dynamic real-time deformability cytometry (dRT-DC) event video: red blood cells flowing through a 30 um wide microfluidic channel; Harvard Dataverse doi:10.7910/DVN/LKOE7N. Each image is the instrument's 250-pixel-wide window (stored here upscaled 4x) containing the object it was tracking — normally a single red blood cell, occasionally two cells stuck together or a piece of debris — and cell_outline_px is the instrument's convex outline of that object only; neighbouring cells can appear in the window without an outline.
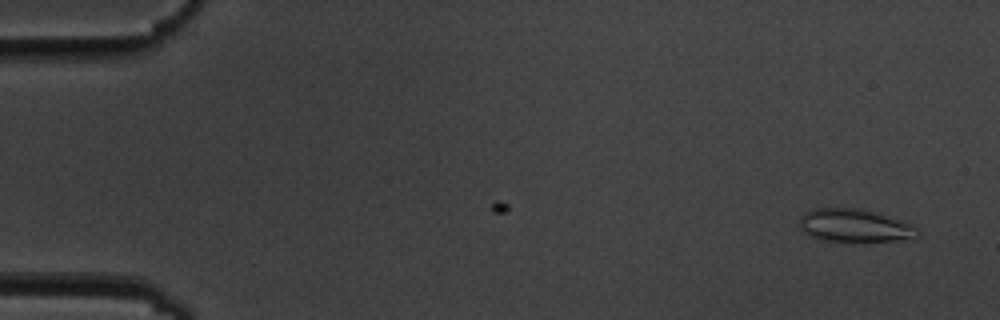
{"species": "common noctule bat (a hibernating species)", "species_latin": "Nyctalus noctula", "temperature_condition": "cold", "stored_images_in_passage": 3, "camera_frame_rate_fps": 3000, "um_per_image_px": 0.085, "animal": {"sex": "male", "body_mass_g": 19.5, "forearm_length_mm": 54.6}, "frame": {"image": 1, "passage_image": 3, "time_ms": 2.333, "image_size_px": [1000, 320], "cell_outline_px": [[920, 236], [896, 240], [820, 240], [808, 236], [800, 228], [800, 216], [804, 212], [816, 208], [860, 208], [876, 212], [908, 224], [916, 228], [920, 232]], "centroid_in_image_um": [72.57, 19.15], "position_along_channel_um": 12.4, "area_um2": 22.2}}